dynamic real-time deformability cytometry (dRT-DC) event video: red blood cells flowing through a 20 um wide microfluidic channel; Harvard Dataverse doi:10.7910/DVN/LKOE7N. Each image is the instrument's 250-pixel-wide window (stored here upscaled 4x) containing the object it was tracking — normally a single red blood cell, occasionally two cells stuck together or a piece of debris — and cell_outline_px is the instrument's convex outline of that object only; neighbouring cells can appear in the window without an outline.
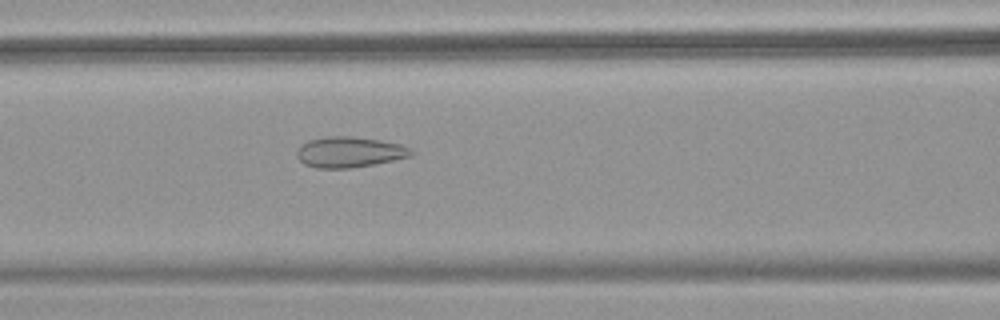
{"species": "common noctule bat (a hibernating species)", "species_latin": "Nyctalus noctula", "temperature_condition": "warm", "stored_images_in_passage": 53, "camera_frame_rate_fps": 3000, "um_per_image_px": 0.085, "animal": {"sex": "female", "body_mass_g": 18.4}, "frame": {"image": 1, "passage_image": 23, "time_ms": 7.333, "image_size_px": [1000, 320], "cell_outline_px": [[416, 152], [412, 156], [352, 168], [316, 168], [304, 164], [296, 156], [296, 152], [300, 144], [308, 140], [324, 136], [352, 136], [380, 140], [400, 144], [412, 148]], "centroid_in_image_um": [29.69, 12.91], "position_along_channel_um": 136.9, "area_um2": 20.63}}
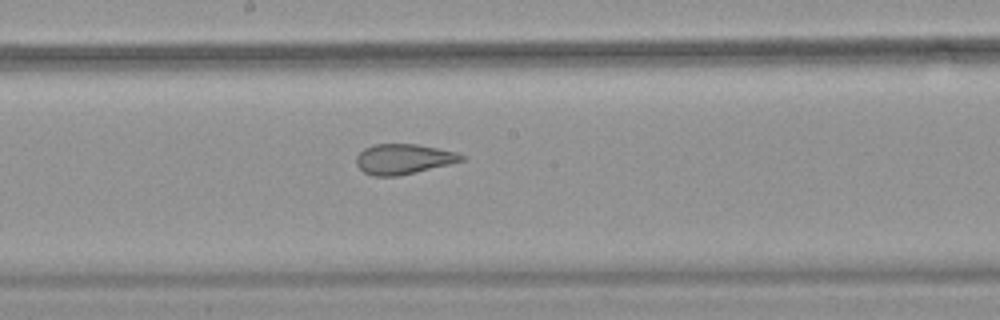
{"frame": {"image": 2, "passage_image": 29, "time_ms": 9.333, "image_size_px": [1000, 320], "cell_outline_px": [[464, 160], [400, 176], [372, 176], [364, 172], [356, 164], [356, 156], [364, 148], [372, 144], [416, 144], [456, 152], [464, 156]], "centroid_in_image_um": [34.25, 13.52], "position_along_channel_um": 214.0, "area_um2": 18.38}}
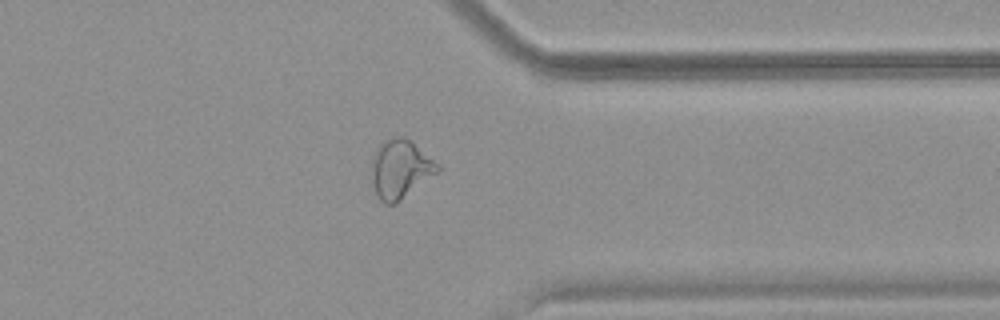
{"frame": {"image": 3, "passage_image": 42, "time_ms": 13.667, "image_size_px": [1000, 320], "cell_outline_px": [[440, 172], [396, 204], [384, 204], [376, 196], [368, 176], [372, 156], [376, 148], [384, 140], [396, 136], [404, 136], [432, 160], [440, 168]], "centroid_in_image_um": [33.94, 14.42], "position_along_channel_um": 377.5, "area_um2": 23.0}, "authors_computed_cell_mechanics": {"area_um2": 24.3338, "velocity_mm_per_s": 3.8664, "shape_relaxation_time_tau1_ms": null, "shape_relaxation_time_tau2_ms": 0.7972, "deformation_change_tau1": null, "deformation_change_tau2": 0.0637}}